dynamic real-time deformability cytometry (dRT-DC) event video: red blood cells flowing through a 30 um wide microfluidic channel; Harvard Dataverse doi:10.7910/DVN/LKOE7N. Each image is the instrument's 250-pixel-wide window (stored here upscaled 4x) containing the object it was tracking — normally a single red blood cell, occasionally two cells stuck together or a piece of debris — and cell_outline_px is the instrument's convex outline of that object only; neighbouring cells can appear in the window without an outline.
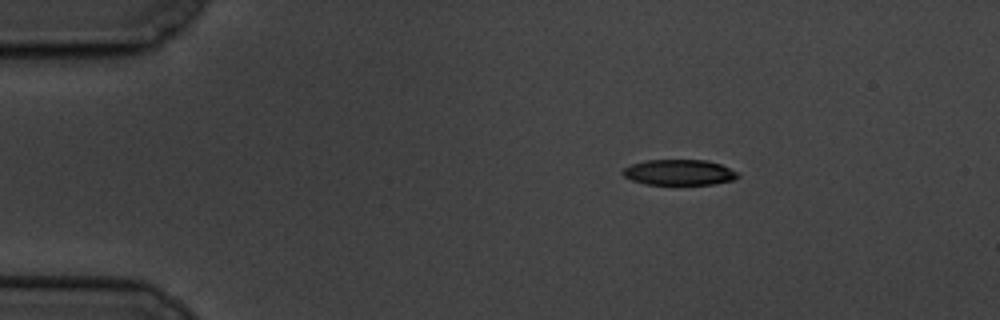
{"species": "common noctule bat (a hibernating species)", "species_latin": "Nyctalus noctula", "temperature_condition": "cold", "stored_images_in_passage": 6, "camera_frame_rate_fps": 3000, "um_per_image_px": 0.085, "animal": {"sex": "male", "body_mass_g": 19.5, "forearm_length_mm": 54.6}, "frame": {"image": 1, "passage_image": 1, "time_ms": 0.0, "image_size_px": [1000, 320], "cell_outline_px": [[740, 176], [732, 180], [712, 184], [644, 184], [632, 180], [624, 176], [620, 172], [624, 168], [632, 164], [648, 160], [708, 160], [720, 164], [740, 172]], "centroid_in_image_um": [57.74, 14.65], "position_along_channel_um": 27.3, "area_um2": 17.17}}
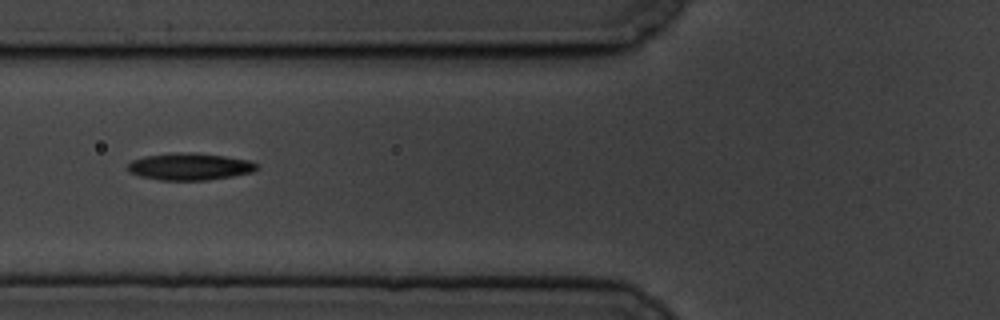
{"frame": {"image": 2, "passage_image": 5, "time_ms": 4.333, "image_size_px": [1000, 320], "cell_outline_px": [[256, 168], [252, 172], [232, 176], [208, 180], [160, 180], [140, 176], [128, 172], [128, 164], [132, 160], [144, 156], [176, 152], [196, 152], [224, 156], [248, 160], [256, 164]], "centroid_in_image_um": [16.08, 14.15], "position_along_channel_um": 109.7, "area_um2": 20.29}}
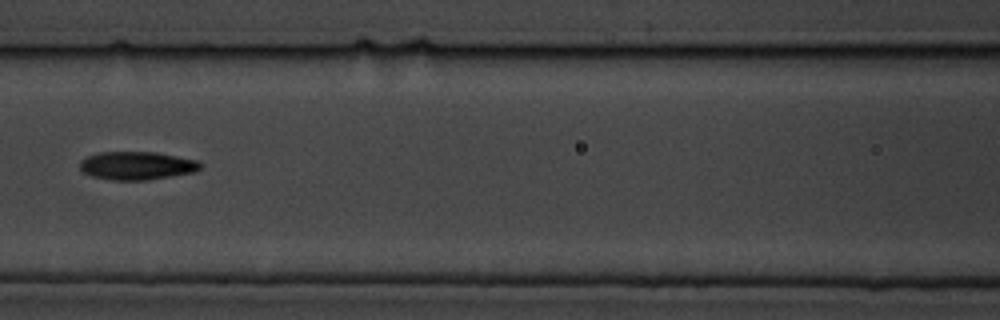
{"frame": {"image": 3, "passage_image": 6, "time_ms": 5.667, "image_size_px": [1000, 320], "cell_outline_px": [[200, 168], [192, 172], [172, 176], [148, 180], [112, 180], [92, 176], [84, 172], [80, 168], [80, 160], [88, 156], [100, 152], [156, 152], [196, 160], [200, 164]], "centroid_in_image_um": [11.6, 14.08], "position_along_channel_um": 155.0, "area_um2": 19.59}}